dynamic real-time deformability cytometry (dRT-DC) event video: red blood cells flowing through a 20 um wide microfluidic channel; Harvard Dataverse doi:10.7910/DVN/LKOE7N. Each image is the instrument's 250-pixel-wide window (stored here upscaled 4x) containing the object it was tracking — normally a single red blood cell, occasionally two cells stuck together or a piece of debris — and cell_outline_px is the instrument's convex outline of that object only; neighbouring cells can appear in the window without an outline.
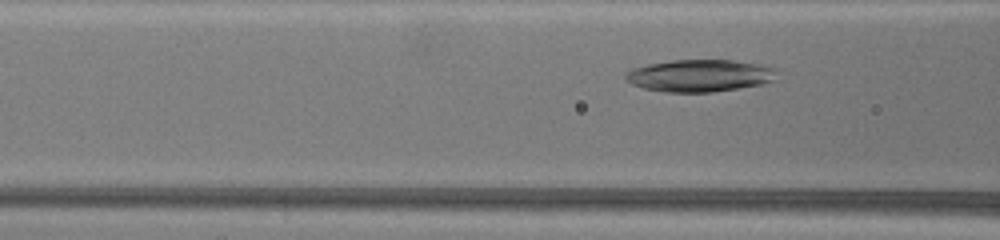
{"species": "common noctule bat (a hibernating species)", "species_latin": "Nyctalus noctula", "temperature_condition": "warm", "stored_images_in_passage": 43, "camera_frame_rate_fps": 3000, "um_per_image_px": 0.085, "animal": {"sex": "female", "body_mass_g": 19.5, "forearm_length_mm": 54.1}, "frame": {"image": 1, "passage_image": 13, "time_ms": 4.0, "image_size_px": [1000, 240], "cell_outline_px": [[776, 68], [772, 80], [760, 84], [712, 92], [664, 92], [644, 88], [632, 84], [624, 76], [624, 72], [632, 68], [648, 64], [672, 60], [732, 60], [756, 64]], "centroid_in_image_um": [59.39, 6.42], "position_along_channel_um": 107.2, "area_um2": 28.03}}
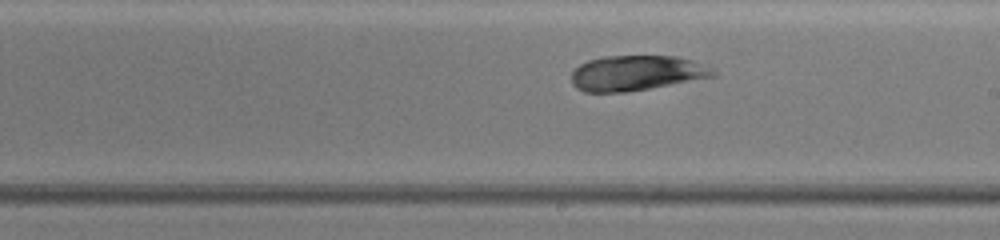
{"frame": {"image": 2, "passage_image": 26, "time_ms": 8.333, "image_size_px": [1000, 240], "cell_outline_px": [[716, 76], [648, 88], [624, 92], [584, 92], [576, 88], [572, 84], [572, 72], [580, 64], [588, 60], [604, 56], [676, 56], [692, 60], [712, 68], [716, 72]], "centroid_in_image_um": [54.07, 6.2], "position_along_channel_um": 234.9, "area_um2": 28.84}}
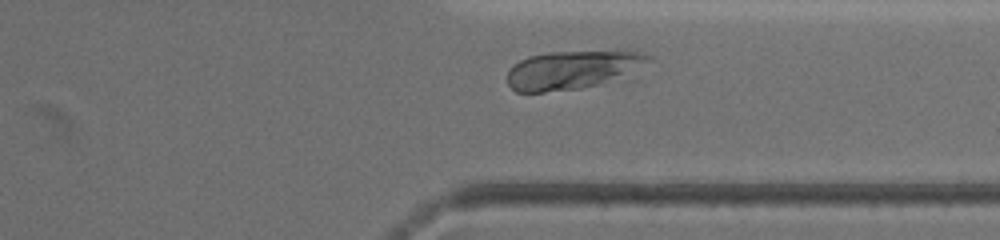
{"frame": {"image": 3, "passage_image": 39, "time_ms": 12.667, "image_size_px": [1000, 240], "cell_outline_px": [[656, 60], [596, 84], [580, 88], [544, 92], [516, 92], [508, 84], [508, 68], [512, 64], [528, 56], [548, 52], [644, 52], [652, 56]], "centroid_in_image_um": [48.55, 5.92], "position_along_channel_um": 362.9, "area_um2": 30.75}, "authors_computed_cell_mechanics": {"area_um2": 29.6514, "velocity_mm_per_s": 2.9512, "shape_relaxation_time_tau1_ms": 2.6646, "shape_relaxation_time_tau2_ms": 2.8033, "deformation_change_tau1": 0.0646, "deformation_change_tau2": 0.0715}}